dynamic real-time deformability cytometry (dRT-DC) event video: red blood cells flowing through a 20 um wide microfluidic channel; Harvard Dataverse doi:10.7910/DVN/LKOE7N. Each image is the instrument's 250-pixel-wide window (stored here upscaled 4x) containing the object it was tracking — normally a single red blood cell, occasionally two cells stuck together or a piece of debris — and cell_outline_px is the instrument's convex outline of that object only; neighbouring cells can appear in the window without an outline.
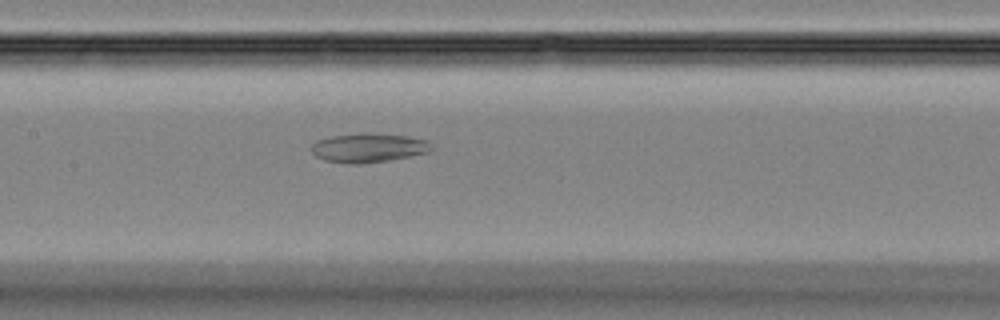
{"species": "Egyptian fruit bat (a non-hibernating species)", "species_latin": "Rousettus aegyptiacus", "temperature_condition": "room temperature", "stored_images_in_passage": 48, "camera_frame_rate_fps": 3000, "um_per_image_px": 0.085, "animal": {"sex": "female"}, "frame": {"image": 1, "passage_image": 23, "time_ms": 7.333, "image_size_px": [1000, 320], "cell_outline_px": [[432, 148], [428, 152], [388, 160], [360, 164], [348, 164], [324, 160], [316, 156], [312, 152], [312, 144], [316, 140], [332, 136], [408, 136], [428, 140], [432, 144]], "centroid_in_image_um": [31.31, 12.61], "position_along_channel_um": 176.1, "area_um2": 19.31}}
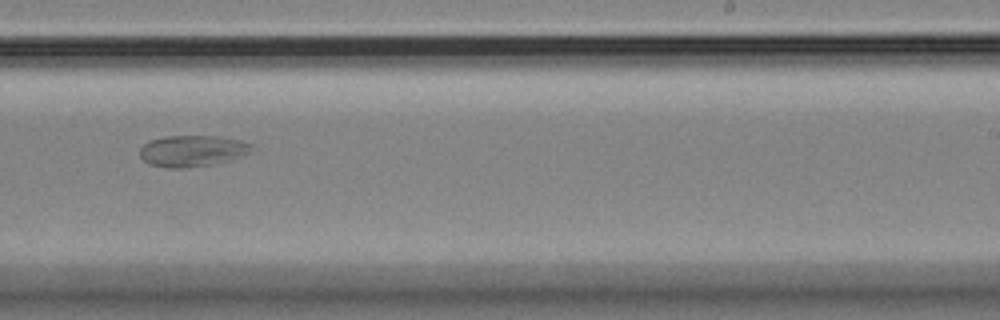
{"frame": {"image": 2, "passage_image": 30, "time_ms": 9.667, "image_size_px": [1000, 320], "cell_outline_px": [[252, 144], [248, 152], [244, 156], [232, 160], [212, 164], [188, 168], [164, 168], [148, 164], [140, 156], [140, 148], [148, 140], [164, 136], [220, 136], [240, 140]], "centroid_in_image_um": [16.32, 12.83], "position_along_channel_um": 272.7, "area_um2": 20.63}}
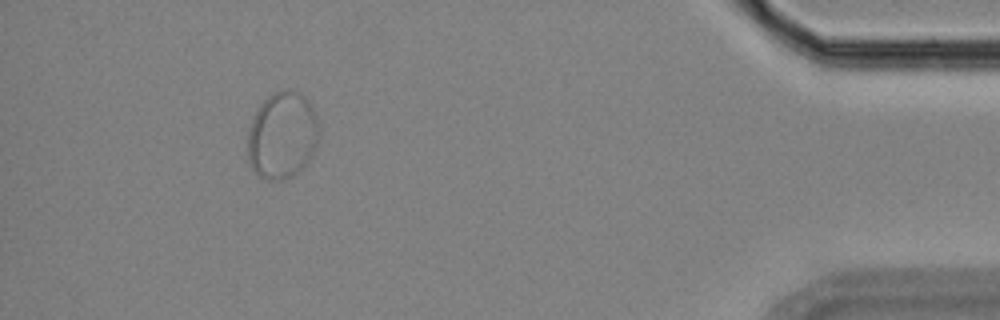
{"frame": {"image": 3, "passage_image": 44, "time_ms": 14.333, "image_size_px": [1000, 320], "cell_outline_px": [[320, 132], [312, 156], [304, 168], [292, 176], [284, 180], [268, 180], [260, 176], [252, 168], [248, 160], [248, 128], [256, 108], [272, 92], [300, 92], [308, 100], [320, 120]], "centroid_in_image_um": [24.01, 11.52], "position_along_channel_um": 411.2, "area_um2": 36.59}}